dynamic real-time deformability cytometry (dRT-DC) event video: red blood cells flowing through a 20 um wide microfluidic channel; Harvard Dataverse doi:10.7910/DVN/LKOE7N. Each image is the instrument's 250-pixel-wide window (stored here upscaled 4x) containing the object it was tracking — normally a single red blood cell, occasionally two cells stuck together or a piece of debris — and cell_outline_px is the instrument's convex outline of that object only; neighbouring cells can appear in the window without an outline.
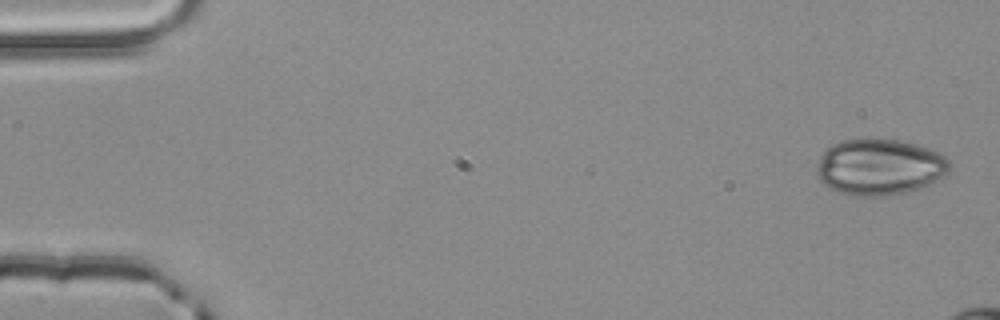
{"species": "common noctule bat (a hibernating species)", "species_latin": "Nyctalus noctula", "temperature_condition": "room temperature", "stored_images_in_passage": 4, "camera_frame_rate_fps": 3000, "um_per_image_px": 0.085, "animal": {"sex": "male", "body_mass_g": 20.4}, "frame": {"image": 1, "passage_image": 1, "time_ms": 0.0, "image_size_px": [1000, 320], "cell_outline_px": [[952, 168], [944, 176], [920, 188], [908, 192], [884, 196], [852, 196], [828, 188], [820, 180], [816, 172], [816, 168], [820, 156], [832, 144], [844, 140], [900, 140], [916, 144], [936, 152], [944, 156], [948, 160]], "centroid_in_image_um": [74.75, 14.22], "position_along_channel_um": 10.2, "area_um2": 43.29}}